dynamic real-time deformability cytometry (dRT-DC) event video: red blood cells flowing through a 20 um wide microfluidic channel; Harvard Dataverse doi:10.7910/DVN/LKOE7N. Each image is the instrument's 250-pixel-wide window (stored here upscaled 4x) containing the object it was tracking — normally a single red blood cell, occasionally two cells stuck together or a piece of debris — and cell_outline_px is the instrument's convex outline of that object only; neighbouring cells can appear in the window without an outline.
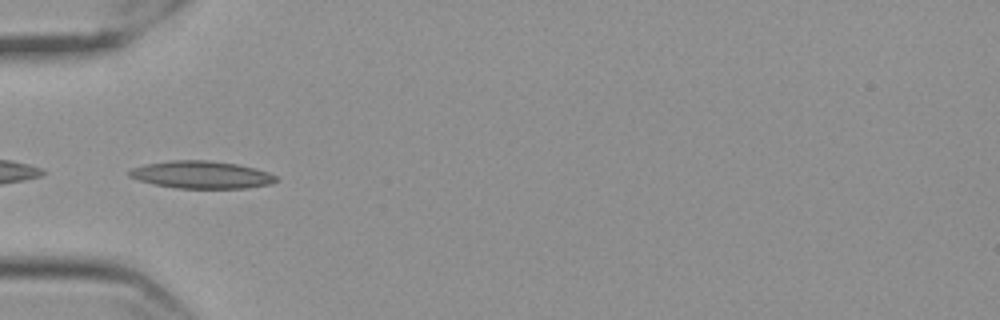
{"species": "Egyptian fruit bat (a non-hibernating species)", "species_latin": "Rousettus aegyptiacus", "temperature_condition": "cold", "stored_images_in_passage": 40, "camera_frame_rate_fps": 3000, "um_per_image_px": 0.085, "frame": {"image": 1, "passage_image": 1, "time_ms": 0.0, "image_size_px": [1000, 320], "cell_outline_px": [[276, 180], [272, 184], [244, 188], [176, 188], [152, 184], [128, 176], [128, 172], [132, 168], [144, 164], [168, 160], [208, 160], [236, 164], [256, 168], [268, 172], [276, 176]], "centroid_in_image_um": [17.1, 14.85], "position_along_channel_um": 67.9, "area_um2": 23.52}}
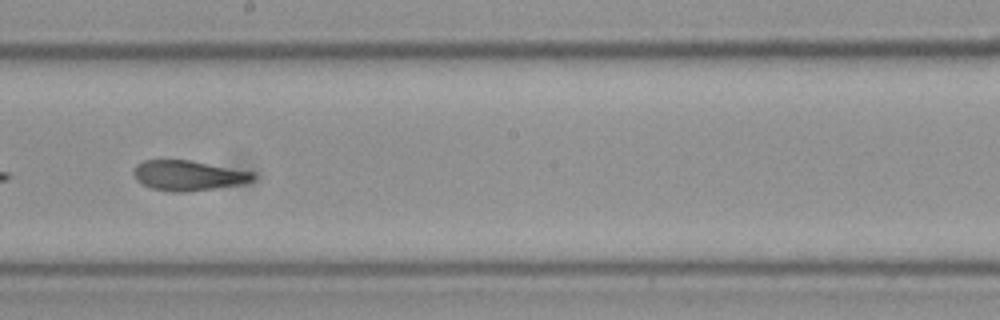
{"frame": {"image": 2, "passage_image": 15, "time_ms": 4.667, "image_size_px": [1000, 320], "cell_outline_px": [[256, 176], [252, 180], [240, 184], [216, 188], [188, 192], [172, 192], [152, 188], [136, 180], [132, 172], [136, 164], [144, 160], [192, 160], [252, 172]], "centroid_in_image_um": [15.97, 14.91], "position_along_channel_um": 232.2, "area_um2": 20.92}}
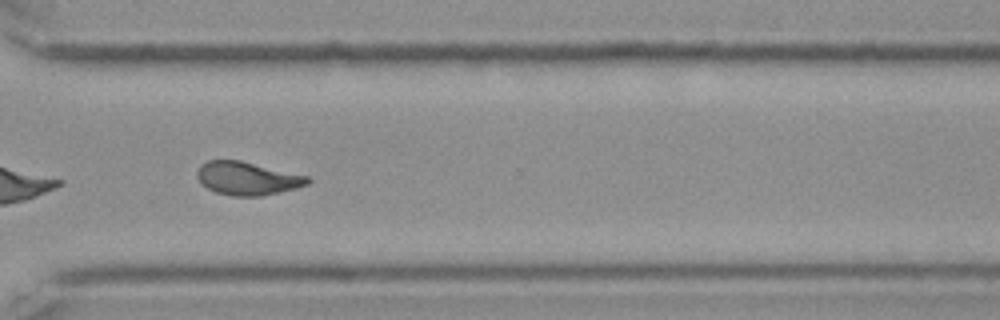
{"frame": {"image": 3, "passage_image": 25, "time_ms": 8.0, "image_size_px": [1000, 320], "cell_outline_px": [[312, 180], [308, 184], [296, 188], [260, 196], [232, 196], [216, 192], [200, 184], [196, 176], [196, 172], [200, 164], [208, 160], [240, 160], [308, 176]], "centroid_in_image_um": [20.99, 15.16], "position_along_channel_um": 349.6, "area_um2": 21.44}, "authors_computed_cell_mechanics": {"area_um2": 20.9236, "velocity_mm_per_s": 3.5211, "shape_relaxation_time_tau1_ms": 10.5134, "shape_relaxation_time_tau2_ms": 2.0353, "deformation_change_tau1": 0.2692, "deformation_change_tau2": 0.0935}}